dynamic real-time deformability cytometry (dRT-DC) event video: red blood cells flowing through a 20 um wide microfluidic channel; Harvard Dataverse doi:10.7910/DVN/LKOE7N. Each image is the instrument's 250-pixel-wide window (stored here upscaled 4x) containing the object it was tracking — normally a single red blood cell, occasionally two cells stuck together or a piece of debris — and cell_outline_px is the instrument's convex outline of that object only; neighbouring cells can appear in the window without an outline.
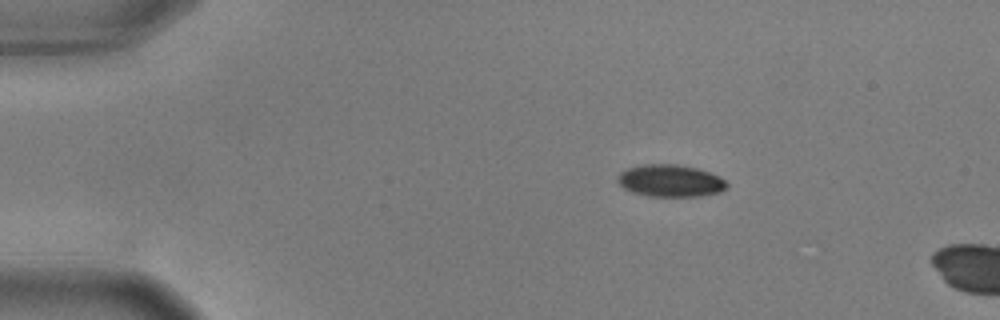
{"species": "common noctule bat (a hibernating species)", "species_latin": "Nyctalus noctula", "temperature_condition": "warm", "stored_images_in_passage": 2, "camera_frame_rate_fps": 3000, "um_per_image_px": 0.085, "animal": {"sex": "male", "body_mass_g": 17.9, "forearm_length_mm": 54.2}, "frame": {"image": 1, "passage_image": 1, "time_ms": 0.0, "image_size_px": [1000, 320], "cell_outline_px": [[728, 188], [720, 192], [700, 196], [648, 196], [632, 192], [624, 188], [616, 180], [616, 176], [620, 172], [628, 168], [644, 164], [676, 164], [696, 168], [720, 176], [728, 184]], "centroid_in_image_um": [56.97, 15.36], "position_along_channel_um": 28.0, "area_um2": 20.52}}